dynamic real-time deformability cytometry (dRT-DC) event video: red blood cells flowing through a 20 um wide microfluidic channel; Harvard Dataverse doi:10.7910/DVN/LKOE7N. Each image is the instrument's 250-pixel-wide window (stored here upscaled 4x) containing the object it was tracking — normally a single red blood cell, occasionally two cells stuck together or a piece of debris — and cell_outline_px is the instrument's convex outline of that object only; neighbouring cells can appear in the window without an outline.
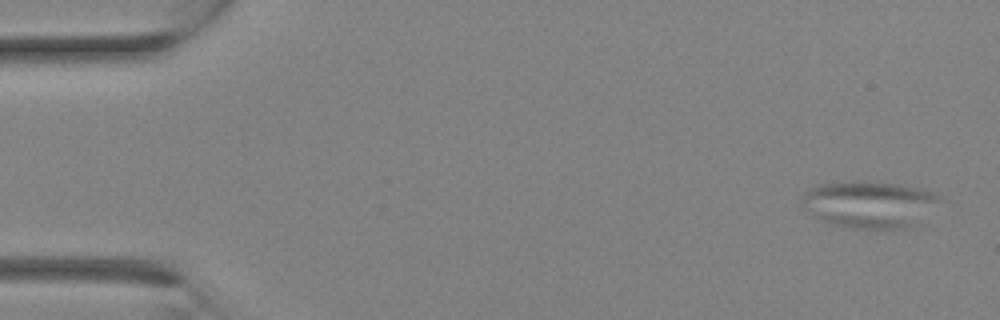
{"species": "Egyptian fruit bat (a non-hibernating species)", "species_latin": "Rousettus aegyptiacus", "temperature_condition": "room temperature", "stored_images_in_passage": 10, "camera_frame_rate_fps": 3000, "um_per_image_px": 0.085, "animal": {"sex": "female"}, "frame": {"image": 1, "passage_image": 1, "time_ms": 0.0, "image_size_px": [1000, 320], "cell_outline_px": [[944, 200], [912, 224], [904, 228], [892, 232], [880, 232], [844, 228], [820, 220], [804, 208], [800, 204], [800, 196], [808, 188], [820, 184], [852, 180], [860, 180], [896, 184], [924, 188], [936, 192]], "centroid_in_image_um": [73.87, 17.39], "position_along_channel_um": 11.1, "area_um2": 39.02}}
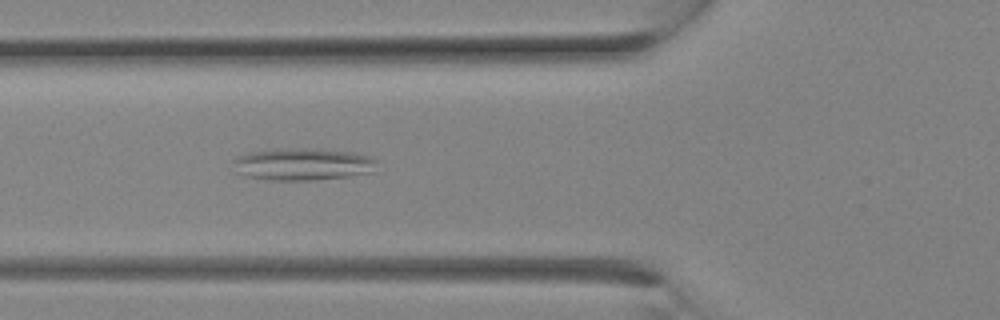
{"frame": {"image": 2, "passage_image": 10, "time_ms": 3.0, "image_size_px": [1000, 320], "cell_outline_px": [[376, 160], [372, 172], [348, 176], [316, 180], [272, 180], [244, 176], [236, 172], [232, 160], [236, 156], [248, 152], [288, 148], [316, 148], [352, 152], [372, 156]], "centroid_in_image_um": [25.7, 13.95], "position_along_channel_um": 100.1, "area_um2": 27.17}}